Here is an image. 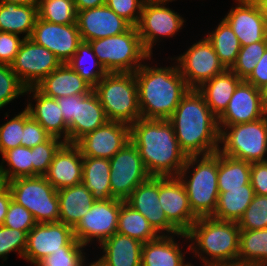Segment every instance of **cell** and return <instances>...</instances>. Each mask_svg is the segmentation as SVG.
<instances>
[{
	"label": "cell",
	"mask_w": 267,
	"mask_h": 266,
	"mask_svg": "<svg viewBox=\"0 0 267 266\" xmlns=\"http://www.w3.org/2000/svg\"><path fill=\"white\" fill-rule=\"evenodd\" d=\"M130 141L138 149L151 176L177 177L185 165L187 156L169 120L138 119L130 125Z\"/></svg>",
	"instance_id": "obj_1"
},
{
	"label": "cell",
	"mask_w": 267,
	"mask_h": 266,
	"mask_svg": "<svg viewBox=\"0 0 267 266\" xmlns=\"http://www.w3.org/2000/svg\"><path fill=\"white\" fill-rule=\"evenodd\" d=\"M186 156L208 155L219 151L218 118L197 89H190L168 119Z\"/></svg>",
	"instance_id": "obj_2"
},
{
	"label": "cell",
	"mask_w": 267,
	"mask_h": 266,
	"mask_svg": "<svg viewBox=\"0 0 267 266\" xmlns=\"http://www.w3.org/2000/svg\"><path fill=\"white\" fill-rule=\"evenodd\" d=\"M141 117L168 120L190 90L177 65L142 64L135 72Z\"/></svg>",
	"instance_id": "obj_3"
},
{
	"label": "cell",
	"mask_w": 267,
	"mask_h": 266,
	"mask_svg": "<svg viewBox=\"0 0 267 266\" xmlns=\"http://www.w3.org/2000/svg\"><path fill=\"white\" fill-rule=\"evenodd\" d=\"M187 236L188 242L191 241L187 249L201 259L203 266L238 261L240 228L237 222L218 220L212 216L199 217Z\"/></svg>",
	"instance_id": "obj_4"
},
{
	"label": "cell",
	"mask_w": 267,
	"mask_h": 266,
	"mask_svg": "<svg viewBox=\"0 0 267 266\" xmlns=\"http://www.w3.org/2000/svg\"><path fill=\"white\" fill-rule=\"evenodd\" d=\"M177 177L186 189L192 212L198 218L213 216L219 196L218 151L208 155L188 156Z\"/></svg>",
	"instance_id": "obj_5"
},
{
	"label": "cell",
	"mask_w": 267,
	"mask_h": 266,
	"mask_svg": "<svg viewBox=\"0 0 267 266\" xmlns=\"http://www.w3.org/2000/svg\"><path fill=\"white\" fill-rule=\"evenodd\" d=\"M108 121L129 126L141 119L134 73H107L93 88Z\"/></svg>",
	"instance_id": "obj_6"
},
{
	"label": "cell",
	"mask_w": 267,
	"mask_h": 266,
	"mask_svg": "<svg viewBox=\"0 0 267 266\" xmlns=\"http://www.w3.org/2000/svg\"><path fill=\"white\" fill-rule=\"evenodd\" d=\"M107 73H134L151 55L144 49L137 27L105 38L89 41Z\"/></svg>",
	"instance_id": "obj_7"
},
{
	"label": "cell",
	"mask_w": 267,
	"mask_h": 266,
	"mask_svg": "<svg viewBox=\"0 0 267 266\" xmlns=\"http://www.w3.org/2000/svg\"><path fill=\"white\" fill-rule=\"evenodd\" d=\"M218 127L220 153L250 163L267 161V114L253 122Z\"/></svg>",
	"instance_id": "obj_8"
},
{
	"label": "cell",
	"mask_w": 267,
	"mask_h": 266,
	"mask_svg": "<svg viewBox=\"0 0 267 266\" xmlns=\"http://www.w3.org/2000/svg\"><path fill=\"white\" fill-rule=\"evenodd\" d=\"M12 200L26 208L36 223L59 221L57 190L45 176L19 177L6 182Z\"/></svg>",
	"instance_id": "obj_9"
},
{
	"label": "cell",
	"mask_w": 267,
	"mask_h": 266,
	"mask_svg": "<svg viewBox=\"0 0 267 266\" xmlns=\"http://www.w3.org/2000/svg\"><path fill=\"white\" fill-rule=\"evenodd\" d=\"M175 0H146L137 27L144 49L152 55L161 37H173L185 23L183 17L166 7Z\"/></svg>",
	"instance_id": "obj_10"
},
{
	"label": "cell",
	"mask_w": 267,
	"mask_h": 266,
	"mask_svg": "<svg viewBox=\"0 0 267 266\" xmlns=\"http://www.w3.org/2000/svg\"><path fill=\"white\" fill-rule=\"evenodd\" d=\"M150 177L138 149L131 141L110 159L112 198L125 201L138 185Z\"/></svg>",
	"instance_id": "obj_11"
},
{
	"label": "cell",
	"mask_w": 267,
	"mask_h": 266,
	"mask_svg": "<svg viewBox=\"0 0 267 266\" xmlns=\"http://www.w3.org/2000/svg\"><path fill=\"white\" fill-rule=\"evenodd\" d=\"M174 59L190 89H198L202 84L226 70L212 44L204 37Z\"/></svg>",
	"instance_id": "obj_12"
},
{
	"label": "cell",
	"mask_w": 267,
	"mask_h": 266,
	"mask_svg": "<svg viewBox=\"0 0 267 266\" xmlns=\"http://www.w3.org/2000/svg\"><path fill=\"white\" fill-rule=\"evenodd\" d=\"M61 64V61L49 49L27 38L22 41L10 66L28 88L35 87Z\"/></svg>",
	"instance_id": "obj_13"
},
{
	"label": "cell",
	"mask_w": 267,
	"mask_h": 266,
	"mask_svg": "<svg viewBox=\"0 0 267 266\" xmlns=\"http://www.w3.org/2000/svg\"><path fill=\"white\" fill-rule=\"evenodd\" d=\"M119 211V199L95 201L73 228L74 237L84 246L95 239L101 244L117 232Z\"/></svg>",
	"instance_id": "obj_14"
},
{
	"label": "cell",
	"mask_w": 267,
	"mask_h": 266,
	"mask_svg": "<svg viewBox=\"0 0 267 266\" xmlns=\"http://www.w3.org/2000/svg\"><path fill=\"white\" fill-rule=\"evenodd\" d=\"M30 39L67 63L82 42L77 24H55L37 17Z\"/></svg>",
	"instance_id": "obj_15"
},
{
	"label": "cell",
	"mask_w": 267,
	"mask_h": 266,
	"mask_svg": "<svg viewBox=\"0 0 267 266\" xmlns=\"http://www.w3.org/2000/svg\"><path fill=\"white\" fill-rule=\"evenodd\" d=\"M128 142L130 126L123 122L107 121L79 139L75 145L80 149L82 156L111 159Z\"/></svg>",
	"instance_id": "obj_16"
},
{
	"label": "cell",
	"mask_w": 267,
	"mask_h": 266,
	"mask_svg": "<svg viewBox=\"0 0 267 266\" xmlns=\"http://www.w3.org/2000/svg\"><path fill=\"white\" fill-rule=\"evenodd\" d=\"M73 238V228L62 222L37 223L28 233L23 259L35 266L53 252L62 250Z\"/></svg>",
	"instance_id": "obj_17"
},
{
	"label": "cell",
	"mask_w": 267,
	"mask_h": 266,
	"mask_svg": "<svg viewBox=\"0 0 267 266\" xmlns=\"http://www.w3.org/2000/svg\"><path fill=\"white\" fill-rule=\"evenodd\" d=\"M159 202L168 221L181 233H187L198 219L178 177H159Z\"/></svg>",
	"instance_id": "obj_18"
},
{
	"label": "cell",
	"mask_w": 267,
	"mask_h": 266,
	"mask_svg": "<svg viewBox=\"0 0 267 266\" xmlns=\"http://www.w3.org/2000/svg\"><path fill=\"white\" fill-rule=\"evenodd\" d=\"M125 202L140 212L159 235H176L180 233L168 221L159 202V177L151 176L138 185Z\"/></svg>",
	"instance_id": "obj_19"
},
{
	"label": "cell",
	"mask_w": 267,
	"mask_h": 266,
	"mask_svg": "<svg viewBox=\"0 0 267 266\" xmlns=\"http://www.w3.org/2000/svg\"><path fill=\"white\" fill-rule=\"evenodd\" d=\"M76 24L82 41H93L128 31L132 25L106 4L77 11Z\"/></svg>",
	"instance_id": "obj_20"
},
{
	"label": "cell",
	"mask_w": 267,
	"mask_h": 266,
	"mask_svg": "<svg viewBox=\"0 0 267 266\" xmlns=\"http://www.w3.org/2000/svg\"><path fill=\"white\" fill-rule=\"evenodd\" d=\"M265 115L259 88L243 80L235 89L228 107L218 118V126L253 122Z\"/></svg>",
	"instance_id": "obj_21"
},
{
	"label": "cell",
	"mask_w": 267,
	"mask_h": 266,
	"mask_svg": "<svg viewBox=\"0 0 267 266\" xmlns=\"http://www.w3.org/2000/svg\"><path fill=\"white\" fill-rule=\"evenodd\" d=\"M236 7H232L223 18L232 28L241 46H246L267 38V30L258 5L243 0H236Z\"/></svg>",
	"instance_id": "obj_22"
},
{
	"label": "cell",
	"mask_w": 267,
	"mask_h": 266,
	"mask_svg": "<svg viewBox=\"0 0 267 266\" xmlns=\"http://www.w3.org/2000/svg\"><path fill=\"white\" fill-rule=\"evenodd\" d=\"M83 156L75 144L64 143L55 153L45 178L52 186L61 188L82 183Z\"/></svg>",
	"instance_id": "obj_23"
},
{
	"label": "cell",
	"mask_w": 267,
	"mask_h": 266,
	"mask_svg": "<svg viewBox=\"0 0 267 266\" xmlns=\"http://www.w3.org/2000/svg\"><path fill=\"white\" fill-rule=\"evenodd\" d=\"M107 121L104 108L94 91L86 95H75L74 118L68 125V143L75 144Z\"/></svg>",
	"instance_id": "obj_24"
},
{
	"label": "cell",
	"mask_w": 267,
	"mask_h": 266,
	"mask_svg": "<svg viewBox=\"0 0 267 266\" xmlns=\"http://www.w3.org/2000/svg\"><path fill=\"white\" fill-rule=\"evenodd\" d=\"M33 93V94H32ZM25 94L33 96L32 102L26 104L25 109L51 136L61 138L68 143V126L64 122L63 113L55 98H50L41 93L36 87H28Z\"/></svg>",
	"instance_id": "obj_25"
},
{
	"label": "cell",
	"mask_w": 267,
	"mask_h": 266,
	"mask_svg": "<svg viewBox=\"0 0 267 266\" xmlns=\"http://www.w3.org/2000/svg\"><path fill=\"white\" fill-rule=\"evenodd\" d=\"M35 87L45 96L55 99L71 95H86L93 91V87L67 63H62Z\"/></svg>",
	"instance_id": "obj_26"
},
{
	"label": "cell",
	"mask_w": 267,
	"mask_h": 266,
	"mask_svg": "<svg viewBox=\"0 0 267 266\" xmlns=\"http://www.w3.org/2000/svg\"><path fill=\"white\" fill-rule=\"evenodd\" d=\"M187 239V233L176 235H160L157 239L143 243L141 251V266H194L190 262L184 263V253L175 241V237Z\"/></svg>",
	"instance_id": "obj_27"
},
{
	"label": "cell",
	"mask_w": 267,
	"mask_h": 266,
	"mask_svg": "<svg viewBox=\"0 0 267 266\" xmlns=\"http://www.w3.org/2000/svg\"><path fill=\"white\" fill-rule=\"evenodd\" d=\"M142 245L141 241L116 232L99 244L104 254L98 260L105 266H141Z\"/></svg>",
	"instance_id": "obj_28"
},
{
	"label": "cell",
	"mask_w": 267,
	"mask_h": 266,
	"mask_svg": "<svg viewBox=\"0 0 267 266\" xmlns=\"http://www.w3.org/2000/svg\"><path fill=\"white\" fill-rule=\"evenodd\" d=\"M242 81L230 69H226L202 84L197 91L203 96L212 113L219 118L228 107L235 89Z\"/></svg>",
	"instance_id": "obj_29"
},
{
	"label": "cell",
	"mask_w": 267,
	"mask_h": 266,
	"mask_svg": "<svg viewBox=\"0 0 267 266\" xmlns=\"http://www.w3.org/2000/svg\"><path fill=\"white\" fill-rule=\"evenodd\" d=\"M59 222L74 228L95 202L83 183L57 190Z\"/></svg>",
	"instance_id": "obj_30"
},
{
	"label": "cell",
	"mask_w": 267,
	"mask_h": 266,
	"mask_svg": "<svg viewBox=\"0 0 267 266\" xmlns=\"http://www.w3.org/2000/svg\"><path fill=\"white\" fill-rule=\"evenodd\" d=\"M38 17L37 6L0 2V32L30 38Z\"/></svg>",
	"instance_id": "obj_31"
},
{
	"label": "cell",
	"mask_w": 267,
	"mask_h": 266,
	"mask_svg": "<svg viewBox=\"0 0 267 266\" xmlns=\"http://www.w3.org/2000/svg\"><path fill=\"white\" fill-rule=\"evenodd\" d=\"M82 183L95 201L112 199L110 186V159L83 156Z\"/></svg>",
	"instance_id": "obj_32"
},
{
	"label": "cell",
	"mask_w": 267,
	"mask_h": 266,
	"mask_svg": "<svg viewBox=\"0 0 267 266\" xmlns=\"http://www.w3.org/2000/svg\"><path fill=\"white\" fill-rule=\"evenodd\" d=\"M254 189L251 183L242 188L227 189L219 193L217 206L213 218L218 220L238 222L254 197Z\"/></svg>",
	"instance_id": "obj_33"
},
{
	"label": "cell",
	"mask_w": 267,
	"mask_h": 266,
	"mask_svg": "<svg viewBox=\"0 0 267 266\" xmlns=\"http://www.w3.org/2000/svg\"><path fill=\"white\" fill-rule=\"evenodd\" d=\"M117 233L135 238L142 243L160 236L140 212L122 200H120Z\"/></svg>",
	"instance_id": "obj_34"
},
{
	"label": "cell",
	"mask_w": 267,
	"mask_h": 266,
	"mask_svg": "<svg viewBox=\"0 0 267 266\" xmlns=\"http://www.w3.org/2000/svg\"><path fill=\"white\" fill-rule=\"evenodd\" d=\"M251 163L223 155L218 151V177L219 193L227 189L242 188L250 183Z\"/></svg>",
	"instance_id": "obj_35"
},
{
	"label": "cell",
	"mask_w": 267,
	"mask_h": 266,
	"mask_svg": "<svg viewBox=\"0 0 267 266\" xmlns=\"http://www.w3.org/2000/svg\"><path fill=\"white\" fill-rule=\"evenodd\" d=\"M212 44L220 62L226 69H231L235 64L241 45L230 25L222 19L216 29L206 35Z\"/></svg>",
	"instance_id": "obj_36"
},
{
	"label": "cell",
	"mask_w": 267,
	"mask_h": 266,
	"mask_svg": "<svg viewBox=\"0 0 267 266\" xmlns=\"http://www.w3.org/2000/svg\"><path fill=\"white\" fill-rule=\"evenodd\" d=\"M237 262L267 266V228L240 230Z\"/></svg>",
	"instance_id": "obj_37"
},
{
	"label": "cell",
	"mask_w": 267,
	"mask_h": 266,
	"mask_svg": "<svg viewBox=\"0 0 267 266\" xmlns=\"http://www.w3.org/2000/svg\"><path fill=\"white\" fill-rule=\"evenodd\" d=\"M67 64L93 88L107 74L87 41L79 44L77 51Z\"/></svg>",
	"instance_id": "obj_38"
},
{
	"label": "cell",
	"mask_w": 267,
	"mask_h": 266,
	"mask_svg": "<svg viewBox=\"0 0 267 266\" xmlns=\"http://www.w3.org/2000/svg\"><path fill=\"white\" fill-rule=\"evenodd\" d=\"M0 163V176L4 183L19 177L33 176L31 148L18 146L6 151L2 155ZM5 162L6 166L5 167Z\"/></svg>",
	"instance_id": "obj_39"
},
{
	"label": "cell",
	"mask_w": 267,
	"mask_h": 266,
	"mask_svg": "<svg viewBox=\"0 0 267 266\" xmlns=\"http://www.w3.org/2000/svg\"><path fill=\"white\" fill-rule=\"evenodd\" d=\"M37 13L39 19L55 24L76 23L74 0H39Z\"/></svg>",
	"instance_id": "obj_40"
},
{
	"label": "cell",
	"mask_w": 267,
	"mask_h": 266,
	"mask_svg": "<svg viewBox=\"0 0 267 266\" xmlns=\"http://www.w3.org/2000/svg\"><path fill=\"white\" fill-rule=\"evenodd\" d=\"M82 245L75 237L62 250L53 252L43 258L35 266H82L86 263V253Z\"/></svg>",
	"instance_id": "obj_41"
},
{
	"label": "cell",
	"mask_w": 267,
	"mask_h": 266,
	"mask_svg": "<svg viewBox=\"0 0 267 266\" xmlns=\"http://www.w3.org/2000/svg\"><path fill=\"white\" fill-rule=\"evenodd\" d=\"M267 49V38L246 46H241L235 64L230 69L240 79L246 80Z\"/></svg>",
	"instance_id": "obj_42"
},
{
	"label": "cell",
	"mask_w": 267,
	"mask_h": 266,
	"mask_svg": "<svg viewBox=\"0 0 267 266\" xmlns=\"http://www.w3.org/2000/svg\"><path fill=\"white\" fill-rule=\"evenodd\" d=\"M240 230L267 228V195H254L251 204L237 222Z\"/></svg>",
	"instance_id": "obj_43"
},
{
	"label": "cell",
	"mask_w": 267,
	"mask_h": 266,
	"mask_svg": "<svg viewBox=\"0 0 267 266\" xmlns=\"http://www.w3.org/2000/svg\"><path fill=\"white\" fill-rule=\"evenodd\" d=\"M64 143L63 139L51 136L46 142L31 148L33 176H44L47 173L55 153Z\"/></svg>",
	"instance_id": "obj_44"
},
{
	"label": "cell",
	"mask_w": 267,
	"mask_h": 266,
	"mask_svg": "<svg viewBox=\"0 0 267 266\" xmlns=\"http://www.w3.org/2000/svg\"><path fill=\"white\" fill-rule=\"evenodd\" d=\"M26 89L10 65L0 64V109L25 95Z\"/></svg>",
	"instance_id": "obj_45"
},
{
	"label": "cell",
	"mask_w": 267,
	"mask_h": 266,
	"mask_svg": "<svg viewBox=\"0 0 267 266\" xmlns=\"http://www.w3.org/2000/svg\"><path fill=\"white\" fill-rule=\"evenodd\" d=\"M24 129V110L0 125V154L21 146Z\"/></svg>",
	"instance_id": "obj_46"
},
{
	"label": "cell",
	"mask_w": 267,
	"mask_h": 266,
	"mask_svg": "<svg viewBox=\"0 0 267 266\" xmlns=\"http://www.w3.org/2000/svg\"><path fill=\"white\" fill-rule=\"evenodd\" d=\"M28 233L5 226H0V258L7 260L10 252H18L19 257L24 256L27 246Z\"/></svg>",
	"instance_id": "obj_47"
},
{
	"label": "cell",
	"mask_w": 267,
	"mask_h": 266,
	"mask_svg": "<svg viewBox=\"0 0 267 266\" xmlns=\"http://www.w3.org/2000/svg\"><path fill=\"white\" fill-rule=\"evenodd\" d=\"M36 224L26 208L11 200L3 226L29 233Z\"/></svg>",
	"instance_id": "obj_48"
},
{
	"label": "cell",
	"mask_w": 267,
	"mask_h": 266,
	"mask_svg": "<svg viewBox=\"0 0 267 266\" xmlns=\"http://www.w3.org/2000/svg\"><path fill=\"white\" fill-rule=\"evenodd\" d=\"M146 0H106L105 4L132 26H137Z\"/></svg>",
	"instance_id": "obj_49"
},
{
	"label": "cell",
	"mask_w": 267,
	"mask_h": 266,
	"mask_svg": "<svg viewBox=\"0 0 267 266\" xmlns=\"http://www.w3.org/2000/svg\"><path fill=\"white\" fill-rule=\"evenodd\" d=\"M51 135L24 108V129L21 146L32 148L46 142Z\"/></svg>",
	"instance_id": "obj_50"
},
{
	"label": "cell",
	"mask_w": 267,
	"mask_h": 266,
	"mask_svg": "<svg viewBox=\"0 0 267 266\" xmlns=\"http://www.w3.org/2000/svg\"><path fill=\"white\" fill-rule=\"evenodd\" d=\"M24 39L19 35L0 32V64L11 65Z\"/></svg>",
	"instance_id": "obj_51"
},
{
	"label": "cell",
	"mask_w": 267,
	"mask_h": 266,
	"mask_svg": "<svg viewBox=\"0 0 267 266\" xmlns=\"http://www.w3.org/2000/svg\"><path fill=\"white\" fill-rule=\"evenodd\" d=\"M250 183L256 195H267V161L251 163Z\"/></svg>",
	"instance_id": "obj_52"
},
{
	"label": "cell",
	"mask_w": 267,
	"mask_h": 266,
	"mask_svg": "<svg viewBox=\"0 0 267 266\" xmlns=\"http://www.w3.org/2000/svg\"><path fill=\"white\" fill-rule=\"evenodd\" d=\"M247 83L252 84L256 88H260L267 83V49L263 56L256 64L251 75L245 80Z\"/></svg>",
	"instance_id": "obj_53"
},
{
	"label": "cell",
	"mask_w": 267,
	"mask_h": 266,
	"mask_svg": "<svg viewBox=\"0 0 267 266\" xmlns=\"http://www.w3.org/2000/svg\"><path fill=\"white\" fill-rule=\"evenodd\" d=\"M56 100L63 113L64 122L68 126L74 118L75 95L59 97Z\"/></svg>",
	"instance_id": "obj_54"
},
{
	"label": "cell",
	"mask_w": 267,
	"mask_h": 266,
	"mask_svg": "<svg viewBox=\"0 0 267 266\" xmlns=\"http://www.w3.org/2000/svg\"><path fill=\"white\" fill-rule=\"evenodd\" d=\"M12 200V194L7 186L6 183H4L0 187V226L3 225L5 216L7 214L10 202Z\"/></svg>",
	"instance_id": "obj_55"
},
{
	"label": "cell",
	"mask_w": 267,
	"mask_h": 266,
	"mask_svg": "<svg viewBox=\"0 0 267 266\" xmlns=\"http://www.w3.org/2000/svg\"><path fill=\"white\" fill-rule=\"evenodd\" d=\"M106 0H74L76 11L87 10L105 5Z\"/></svg>",
	"instance_id": "obj_56"
},
{
	"label": "cell",
	"mask_w": 267,
	"mask_h": 266,
	"mask_svg": "<svg viewBox=\"0 0 267 266\" xmlns=\"http://www.w3.org/2000/svg\"><path fill=\"white\" fill-rule=\"evenodd\" d=\"M39 0H0V2L13 3L18 5L37 6Z\"/></svg>",
	"instance_id": "obj_57"
},
{
	"label": "cell",
	"mask_w": 267,
	"mask_h": 266,
	"mask_svg": "<svg viewBox=\"0 0 267 266\" xmlns=\"http://www.w3.org/2000/svg\"><path fill=\"white\" fill-rule=\"evenodd\" d=\"M261 94V101L264 108L265 113L267 114V83L259 88Z\"/></svg>",
	"instance_id": "obj_58"
},
{
	"label": "cell",
	"mask_w": 267,
	"mask_h": 266,
	"mask_svg": "<svg viewBox=\"0 0 267 266\" xmlns=\"http://www.w3.org/2000/svg\"><path fill=\"white\" fill-rule=\"evenodd\" d=\"M259 8L261 10L262 16H263V20H264V25L265 28L267 30V0H265L264 2L260 3Z\"/></svg>",
	"instance_id": "obj_59"
},
{
	"label": "cell",
	"mask_w": 267,
	"mask_h": 266,
	"mask_svg": "<svg viewBox=\"0 0 267 266\" xmlns=\"http://www.w3.org/2000/svg\"><path fill=\"white\" fill-rule=\"evenodd\" d=\"M213 266H256V265L248 263L232 262V263L217 264Z\"/></svg>",
	"instance_id": "obj_60"
},
{
	"label": "cell",
	"mask_w": 267,
	"mask_h": 266,
	"mask_svg": "<svg viewBox=\"0 0 267 266\" xmlns=\"http://www.w3.org/2000/svg\"><path fill=\"white\" fill-rule=\"evenodd\" d=\"M86 266H105L102 262H100L99 260H96V261H94V262H92V263H88V265H87V263L85 264Z\"/></svg>",
	"instance_id": "obj_61"
},
{
	"label": "cell",
	"mask_w": 267,
	"mask_h": 266,
	"mask_svg": "<svg viewBox=\"0 0 267 266\" xmlns=\"http://www.w3.org/2000/svg\"><path fill=\"white\" fill-rule=\"evenodd\" d=\"M251 4L259 5L260 3L264 2L265 0H243Z\"/></svg>",
	"instance_id": "obj_62"
},
{
	"label": "cell",
	"mask_w": 267,
	"mask_h": 266,
	"mask_svg": "<svg viewBox=\"0 0 267 266\" xmlns=\"http://www.w3.org/2000/svg\"><path fill=\"white\" fill-rule=\"evenodd\" d=\"M4 184L3 178L0 176V187Z\"/></svg>",
	"instance_id": "obj_63"
}]
</instances>
